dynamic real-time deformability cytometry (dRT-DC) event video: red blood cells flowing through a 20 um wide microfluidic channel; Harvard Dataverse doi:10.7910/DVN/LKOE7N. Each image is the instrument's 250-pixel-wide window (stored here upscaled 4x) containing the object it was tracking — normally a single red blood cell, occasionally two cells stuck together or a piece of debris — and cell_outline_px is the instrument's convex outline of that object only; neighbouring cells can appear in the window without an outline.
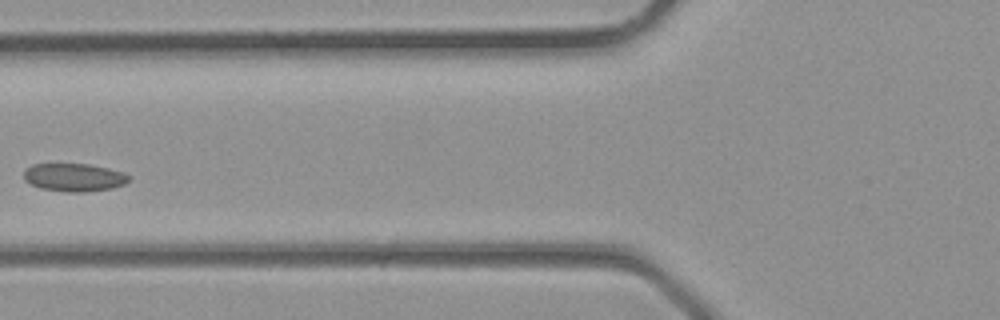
{"species": "common noctule bat (a hibernating species)", "species_latin": "Nyctalus noctula", "temperature_condition": "room temperature", "stored_images_in_passage": 4, "camera_frame_rate_fps": 3000, "um_per_image_px": 0.085, "animal": {"sex": "male", "body_mass_g": 23.1, "forearm_length_mm": 52.7}, "frame": {"image": 1, "passage_image": 4, "time_ms": 1.0, "image_size_px": [1000, 320], "cell_outline_px": [[132, 176], [124, 184], [112, 188], [84, 192], [64, 192], [40, 188], [24, 180], [24, 168], [32, 164], [88, 164], [108, 168], [124, 172]], "centroid_in_image_um": [6.29, 15.07], "position_along_channel_um": 119.5, "area_um2": 17.28}}